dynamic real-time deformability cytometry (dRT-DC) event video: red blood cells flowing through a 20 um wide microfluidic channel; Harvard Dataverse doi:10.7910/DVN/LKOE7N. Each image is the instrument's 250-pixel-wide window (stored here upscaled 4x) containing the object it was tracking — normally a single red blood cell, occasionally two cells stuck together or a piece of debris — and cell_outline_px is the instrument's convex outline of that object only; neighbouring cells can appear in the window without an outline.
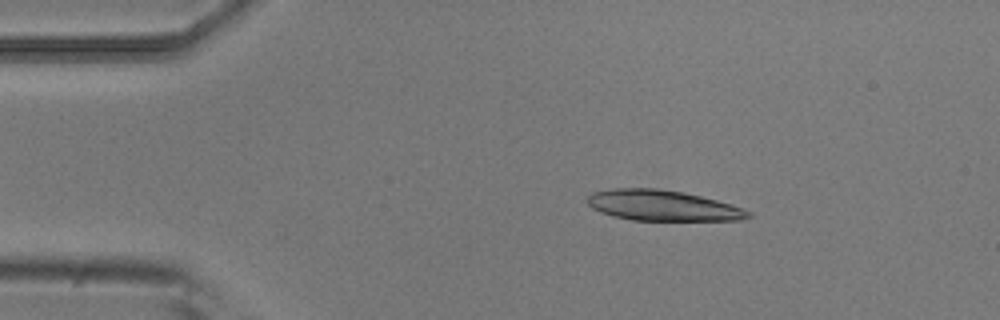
{"species": "common noctule bat (a hibernating species)", "species_latin": "Nyctalus noctula", "temperature_condition": "room temperature", "stored_images_in_passage": 5, "camera_frame_rate_fps": 3000, "um_per_image_px": 0.085, "animal": {"sex": "male", "body_mass_g": 20.5, "forearm_length_mm": 52.5}, "frame": {"image": 1, "passage_image": 2, "time_ms": 0.333, "image_size_px": [1000, 320], "cell_outline_px": [[752, 216], [740, 220], [632, 220], [612, 216], [600, 212], [592, 208], [588, 204], [588, 196], [592, 192], [612, 188], [656, 188], [680, 192], [700, 196], [732, 204], [752, 212]], "centroid_in_image_um": [56.31, 17.47], "position_along_channel_um": 28.7, "area_um2": 28.61}}